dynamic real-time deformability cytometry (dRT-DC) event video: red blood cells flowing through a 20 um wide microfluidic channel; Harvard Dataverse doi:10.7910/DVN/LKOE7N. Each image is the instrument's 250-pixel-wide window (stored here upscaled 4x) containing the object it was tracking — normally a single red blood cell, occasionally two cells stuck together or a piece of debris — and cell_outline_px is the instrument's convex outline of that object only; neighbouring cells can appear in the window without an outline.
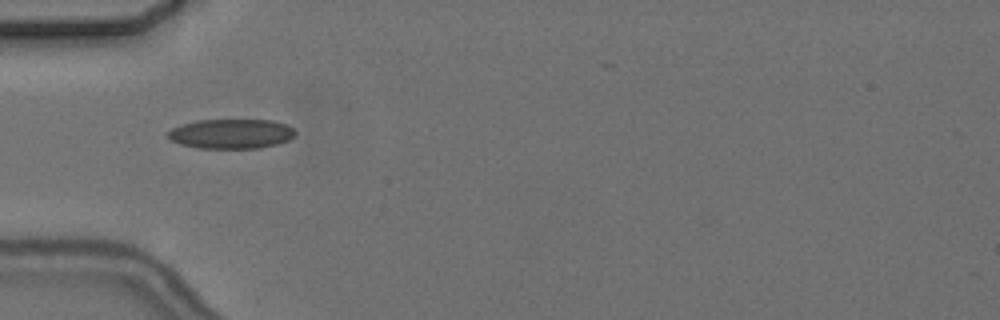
{"species": "common noctule bat (a hibernating species)", "species_latin": "Nyctalus noctula", "temperature_condition": "cold", "stored_images_in_passage": 5, "camera_frame_rate_fps": 3000, "um_per_image_px": 0.085, "animal": {"sex": "female", "body_mass_g": 24.6, "forearm_length_mm": 56.2}, "frame": {"image": 1, "passage_image": 2, "time_ms": 1.0, "image_size_px": [1000, 320], "cell_outline_px": [[296, 136], [288, 140], [276, 144], [260, 148], [200, 148], [180, 144], [172, 140], [168, 136], [168, 132], [172, 128], [180, 124], [196, 120], [272, 120], [288, 124], [296, 132]], "centroid_in_image_um": [19.68, 11.36], "position_along_channel_um": 65.3, "area_um2": 22.08}}
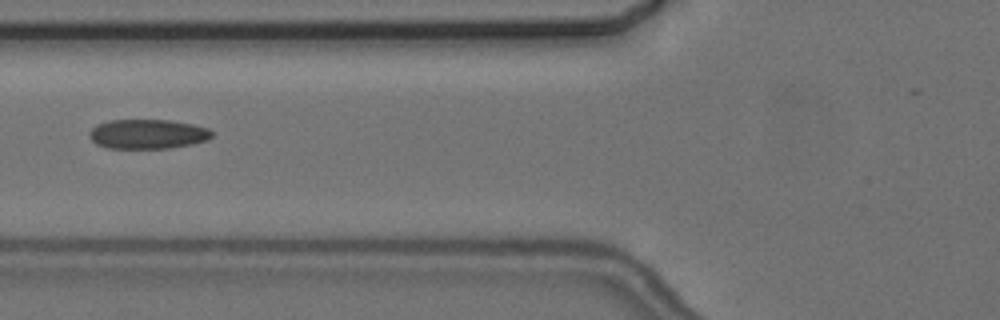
{"frame": {"image": 2, "passage_image": 3, "time_ms": 2.333, "image_size_px": [1000, 320], "cell_outline_px": [[212, 136], [208, 140], [192, 144], [168, 148], [108, 148], [96, 144], [88, 136], [88, 132], [96, 124], [108, 120], [168, 120], [192, 124], [208, 128], [212, 132]], "centroid_in_image_um": [12.52, 11.39], "position_along_channel_um": 113.3, "area_um2": 21.15}}
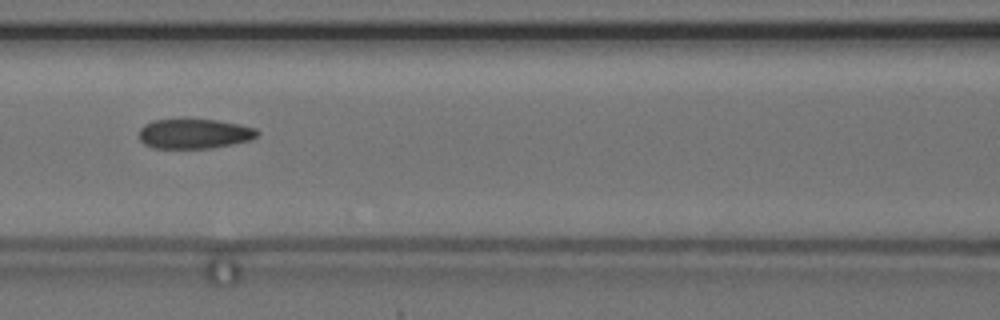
{"frame": {"image": 3, "passage_image": 4, "time_ms": 3.333, "image_size_px": [1000, 320], "cell_outline_px": [[260, 132], [256, 136], [248, 140], [232, 144], [212, 148], [152, 148], [144, 144], [140, 140], [140, 128], [144, 124], [152, 120], [216, 120], [240, 124], [256, 128]], "centroid_in_image_um": [16.51, 11.37], "position_along_channel_um": 150.1, "area_um2": 20.4}}